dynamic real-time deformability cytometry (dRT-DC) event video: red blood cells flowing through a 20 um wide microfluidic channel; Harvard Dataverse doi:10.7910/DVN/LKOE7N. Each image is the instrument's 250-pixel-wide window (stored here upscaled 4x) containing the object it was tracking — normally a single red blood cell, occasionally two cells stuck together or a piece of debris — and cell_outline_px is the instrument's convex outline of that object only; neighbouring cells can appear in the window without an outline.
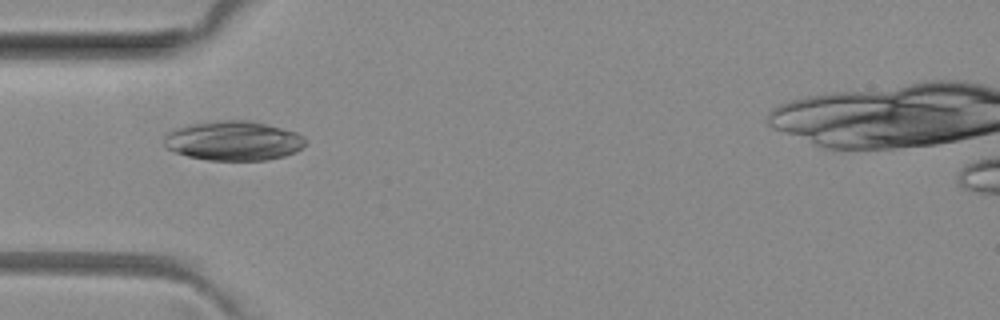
{"species": "common noctule bat (a hibernating species)", "species_latin": "Nyctalus noctula", "temperature_condition": "room temperature", "stored_images_in_passage": 43, "camera_frame_rate_fps": 3000, "um_per_image_px": 0.085, "animal": {"sex": "female", "body_mass_g": 29.2, "forearm_length_mm": 56.3}, "frame": {"image": 1, "passage_image": 9, "time_ms": 2.667, "image_size_px": [1000, 320], "cell_outline_px": [[304, 144], [296, 152], [284, 156], [268, 160], [208, 160], [188, 156], [164, 148], [164, 136], [168, 132], [176, 128], [188, 124], [212, 120], [252, 120], [296, 132], [304, 136]], "centroid_in_image_um": [19.81, 11.95], "position_along_channel_um": 65.2, "area_um2": 32.77}}
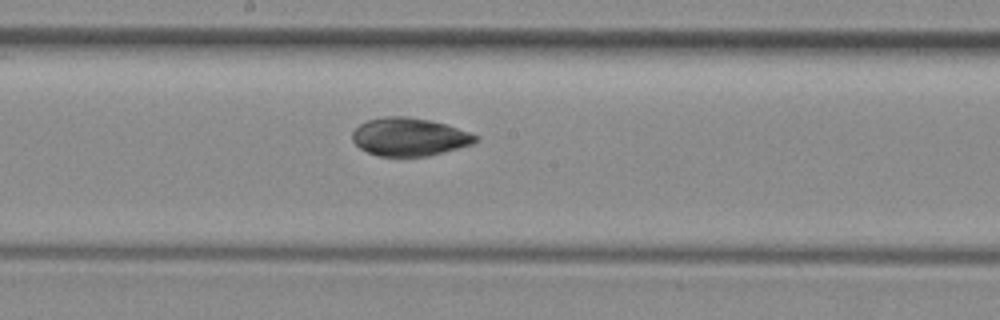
{"frame": {"image": 2, "passage_image": 20, "time_ms": 6.333, "image_size_px": [1000, 320], "cell_outline_px": [[480, 136], [472, 144], [428, 156], [380, 156], [368, 152], [360, 148], [352, 140], [352, 132], [360, 124], [368, 120], [384, 116], [408, 116], [428, 120], [444, 124]], "centroid_in_image_um": [34.76, 11.63], "position_along_channel_um": 213.4, "area_um2": 27.05}}
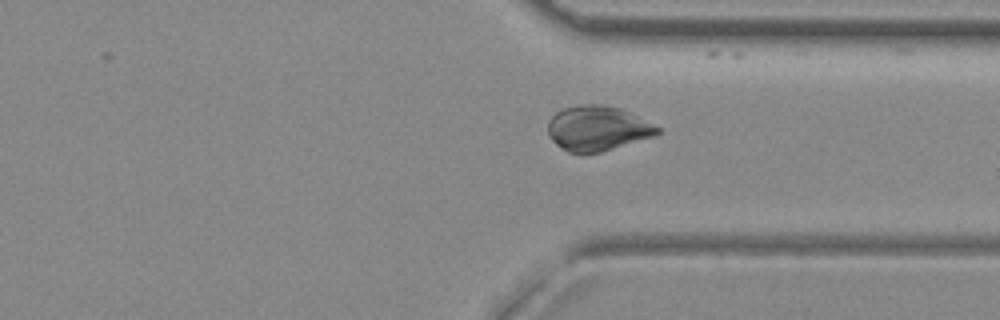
{"frame": {"image": 3, "passage_image": 31, "time_ms": 10.0, "image_size_px": [1000, 320], "cell_outline_px": [[660, 132], [652, 136], [600, 152], [568, 152], [556, 144], [548, 136], [548, 120], [560, 108], [580, 104], [600, 104], [620, 108], [660, 128]], "centroid_in_image_um": [50.72, 10.88], "position_along_channel_um": 360.7, "area_um2": 28.26}, "authors_computed_cell_mechanics": {"area_um2": 29.4202, "velocity_mm_per_s": 4.0308, "shape_relaxation_time_tau1_ms": null, "shape_relaxation_time_tau2_ms": 1.3145, "deformation_change_tau1": null, "deformation_change_tau2": 0.0352}}